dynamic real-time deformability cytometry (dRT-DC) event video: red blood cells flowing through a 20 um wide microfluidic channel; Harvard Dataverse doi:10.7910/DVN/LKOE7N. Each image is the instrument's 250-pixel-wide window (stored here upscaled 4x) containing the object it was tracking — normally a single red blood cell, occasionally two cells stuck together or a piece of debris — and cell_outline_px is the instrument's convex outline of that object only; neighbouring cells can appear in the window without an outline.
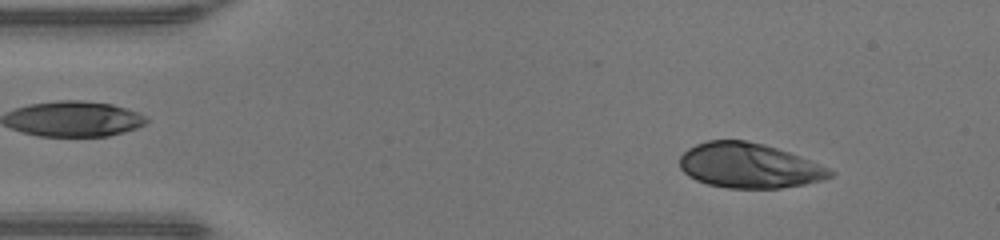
{"species": "human", "species_latin": "Homo sapiens", "temperature_condition": "warm", "stored_images_in_passage": 47, "camera_frame_rate_fps": 3000, "um_per_image_px": 0.085, "donor": {"sex": "male"}, "frame": {"image": 1, "passage_image": 5, "time_ms": 1.333, "image_size_px": [1000, 240], "cell_outline_px": [[836, 172], [832, 176], [824, 180], [804, 184], [780, 188], [728, 188], [708, 184], [696, 180], [688, 176], [680, 168], [680, 156], [688, 148], [696, 144], [708, 140], [744, 140], [764, 144], [800, 156], [828, 168]], "centroid_in_image_um": [63.66, 14.08], "position_along_channel_um": 21.3, "area_um2": 39.3}}
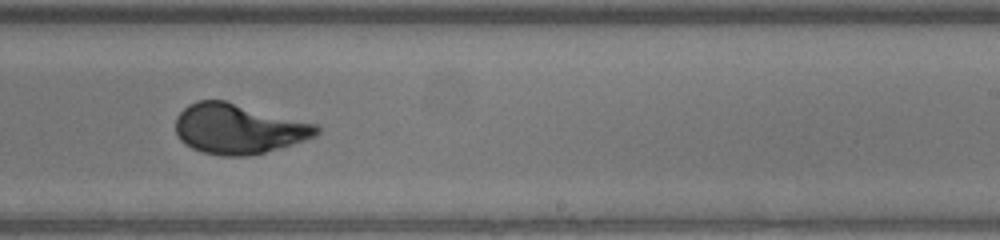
{"frame": {"image": 2, "passage_image": 28, "time_ms": 9.0, "image_size_px": [1000, 240], "cell_outline_px": [[320, 132], [316, 136], [304, 140], [264, 152], [248, 156], [220, 156], [200, 152], [184, 144], [180, 140], [176, 132], [176, 116], [188, 104], [196, 100], [224, 100], [316, 124], [320, 128]], "centroid_in_image_um": [20.22, 10.95], "position_along_channel_um": 268.8, "area_um2": 41.04}}
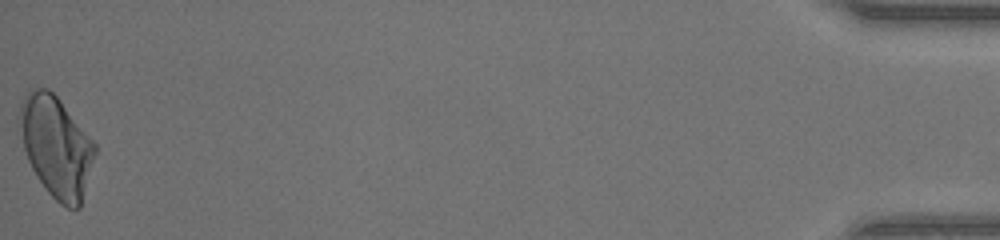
{"frame": {"image": 3, "passage_image": 47, "time_ms": 15.333, "image_size_px": [1000, 240], "cell_outline_px": [[96, 152], [80, 208], [68, 208], [60, 204], [48, 192], [36, 176], [28, 160], [24, 148], [16, 120], [20, 104], [24, 96], [32, 88], [48, 88], [60, 100], [96, 144]], "centroid_in_image_um": [4.75, 12.44], "position_along_channel_um": 430.5, "area_um2": 44.27}, "authors_computed_cell_mechanics": {"area_um2": 40.8646, "velocity_mm_per_s": 4.2806, "shape_relaxation_time_tau1_ms": 3.9092, "shape_relaxation_time_tau2_ms": null, "deformation_change_tau1": 0.2243, "deformation_change_tau2": null}}